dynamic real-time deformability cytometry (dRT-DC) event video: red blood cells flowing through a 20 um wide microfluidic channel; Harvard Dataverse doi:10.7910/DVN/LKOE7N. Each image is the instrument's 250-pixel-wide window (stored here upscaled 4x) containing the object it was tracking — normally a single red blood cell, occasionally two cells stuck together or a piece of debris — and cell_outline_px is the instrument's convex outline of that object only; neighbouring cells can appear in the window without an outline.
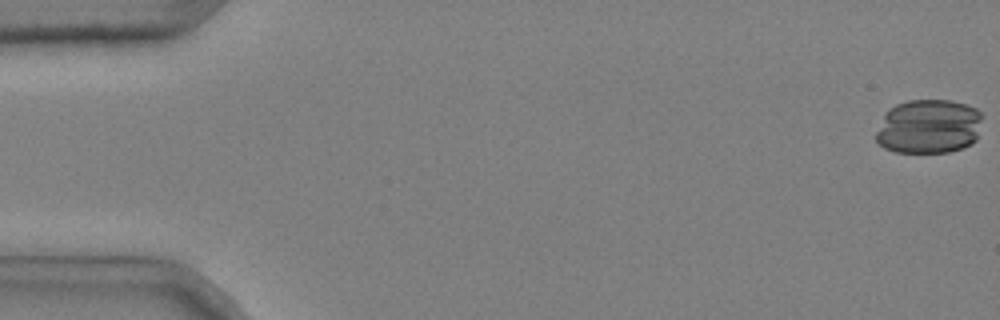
{"species": "common noctule bat (a hibernating species)", "species_latin": "Nyctalus noctula", "temperature_condition": "cold", "stored_images_in_passage": 50, "camera_frame_rate_fps": 3000, "um_per_image_px": 0.085, "animal": {"sex": "male", "body_mass_g": 20.4}, "frame": {"image": 1, "passage_image": 1, "time_ms": 0.0, "image_size_px": [1000, 320], "cell_outline_px": [[984, 116], [976, 140], [972, 144], [964, 148], [948, 152], [896, 152], [884, 148], [876, 140], [876, 132], [884, 112], [896, 104], [908, 100], [952, 100], [976, 108]], "centroid_in_image_um": [78.96, 10.75], "position_along_channel_um": 6.0, "area_um2": 34.16}}
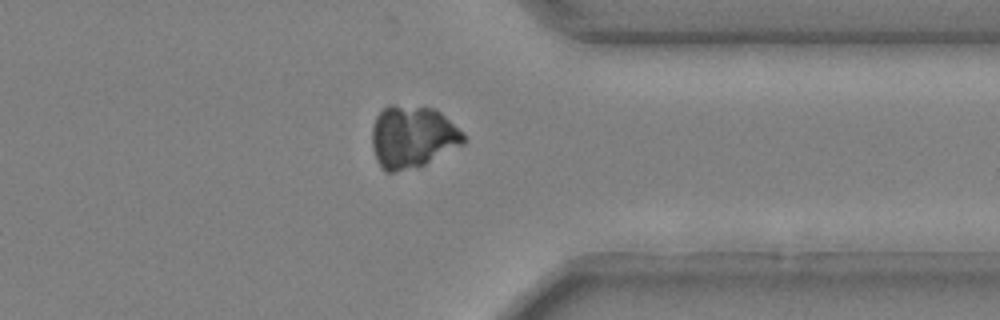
{"frame": {"image": 2, "passage_image": 43, "time_ms": 14.0, "image_size_px": [1000, 320], "cell_outline_px": [[464, 144], [420, 168], [392, 172], [384, 172], [376, 160], [372, 148], [372, 128], [376, 116], [388, 104], [392, 104], [436, 108], [464, 136]], "centroid_in_image_um": [35.02, 11.66], "position_along_channel_um": 376.4, "area_um2": 33.52}}
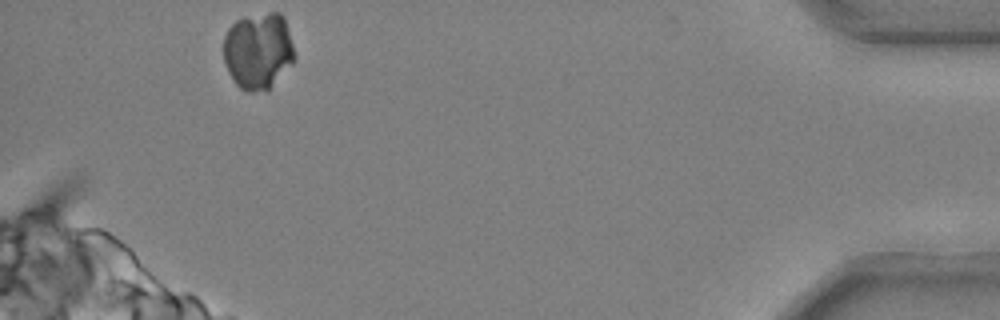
{"frame": {"image": 3, "passage_image": 50, "time_ms": 16.333, "image_size_px": [1000, 320], "cell_outline_px": [[296, 60], [268, 92], [248, 92], [240, 88], [232, 80], [228, 72], [224, 60], [224, 36], [228, 28], [236, 20], [244, 16], [268, 12], [280, 12], [284, 16], [296, 56]], "centroid_in_image_um": [21.97, 4.34], "position_along_channel_um": 413.2, "area_um2": 32.48}}